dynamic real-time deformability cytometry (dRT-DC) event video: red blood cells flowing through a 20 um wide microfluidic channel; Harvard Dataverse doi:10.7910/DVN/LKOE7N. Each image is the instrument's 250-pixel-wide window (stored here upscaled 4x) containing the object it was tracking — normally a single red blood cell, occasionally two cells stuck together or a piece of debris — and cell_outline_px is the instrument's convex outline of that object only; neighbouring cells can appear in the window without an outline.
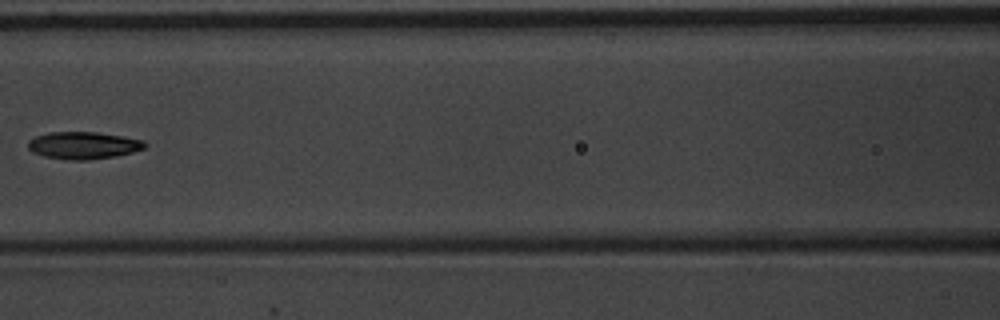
{"species": "common noctule bat (a hibernating species)", "species_latin": "Nyctalus noctula", "temperature_condition": "warm", "stored_images_in_passage": 7, "camera_frame_rate_fps": 3000, "um_per_image_px": 0.085, "animal": {"sex": "male", "body_mass_g": 20.1, "forearm_length_mm": 53.5}, "frame": {"image": 1, "passage_image": 7, "time_ms": 2.0, "image_size_px": [1000, 320], "cell_outline_px": [[148, 144], [144, 148], [132, 152], [116, 156], [88, 160], [68, 160], [44, 156], [32, 152], [28, 148], [28, 140], [36, 136], [48, 132], [96, 132], [144, 140]], "centroid_in_image_um": [7.07, 12.36], "position_along_channel_um": 159.5, "area_um2": 18.55}}